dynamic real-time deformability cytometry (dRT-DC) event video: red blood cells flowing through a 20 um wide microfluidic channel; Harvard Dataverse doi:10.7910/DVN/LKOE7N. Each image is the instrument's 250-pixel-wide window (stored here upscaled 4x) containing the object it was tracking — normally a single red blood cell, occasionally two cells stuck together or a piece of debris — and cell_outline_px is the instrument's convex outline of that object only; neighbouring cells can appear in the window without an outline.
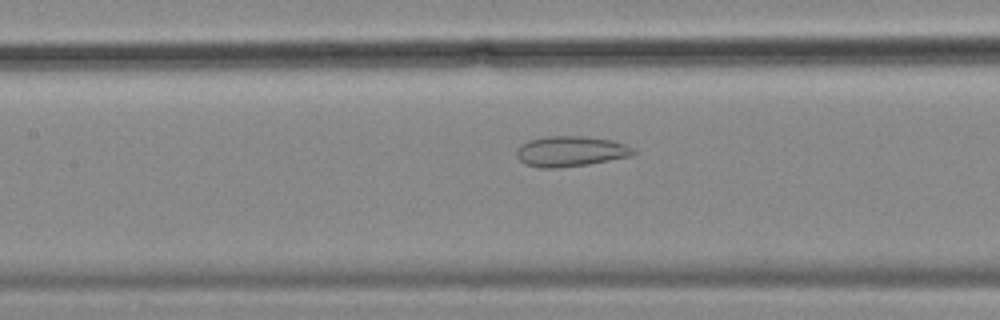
{"species": "common noctule bat (a hibernating species)", "species_latin": "Nyctalus noctula", "temperature_condition": "cold", "stored_images_in_passage": 22, "camera_frame_rate_fps": 3000, "um_per_image_px": 0.085, "animal": {"sex": "female", "body_mass_g": 18.4}, "frame": {"image": 1, "passage_image": 16, "time_ms": 5.0, "image_size_px": [1000, 320], "cell_outline_px": [[636, 152], [632, 156], [588, 164], [556, 168], [540, 168], [524, 164], [516, 156], [516, 148], [520, 144], [528, 140], [544, 136], [584, 136], [612, 140], [636, 148]], "centroid_in_image_um": [48.48, 12.86], "position_along_channel_um": 158.9, "area_um2": 20.98}}